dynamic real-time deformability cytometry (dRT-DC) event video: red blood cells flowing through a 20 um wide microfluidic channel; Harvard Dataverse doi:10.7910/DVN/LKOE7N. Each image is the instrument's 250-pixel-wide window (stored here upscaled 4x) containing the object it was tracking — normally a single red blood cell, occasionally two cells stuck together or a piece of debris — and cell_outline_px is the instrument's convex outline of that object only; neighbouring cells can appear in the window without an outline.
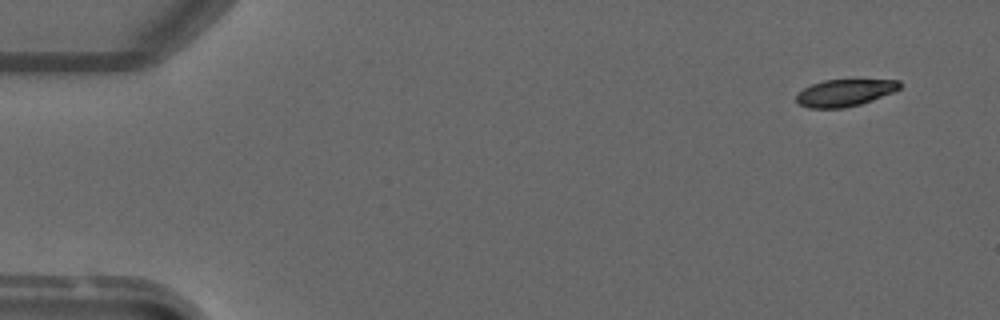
{"species": "common noctule bat (a hibernating species)", "species_latin": "Nyctalus noctula", "temperature_condition": "warm", "stored_images_in_passage": 5, "camera_frame_rate_fps": 3000, "um_per_image_px": 0.085, "animal": {"sex": "male", "forearm_length_mm": 52.5}, "frame": {"image": 1, "passage_image": 1, "time_ms": 0.0, "image_size_px": [1000, 320], "cell_outline_px": [[900, 88], [892, 92], [872, 100], [860, 104], [844, 108], [808, 108], [800, 104], [796, 100], [796, 96], [804, 88], [812, 84], [824, 80], [900, 80]], "centroid_in_image_um": [71.79, 7.89], "position_along_channel_um": 13.2, "area_um2": 16.01}}
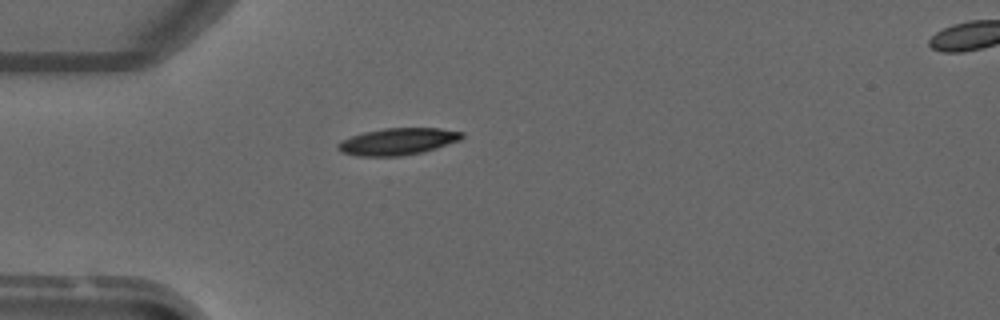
{"frame": {"image": 2, "passage_image": 4, "time_ms": 3.333, "image_size_px": [1000, 320], "cell_outline_px": [[464, 136], [460, 140], [424, 152], [400, 156], [356, 156], [340, 152], [336, 148], [336, 144], [352, 136], [364, 132], [384, 128], [440, 128], [464, 132]], "centroid_in_image_um": [33.81, 12.03], "position_along_channel_um": 51.2, "area_um2": 19.48}}